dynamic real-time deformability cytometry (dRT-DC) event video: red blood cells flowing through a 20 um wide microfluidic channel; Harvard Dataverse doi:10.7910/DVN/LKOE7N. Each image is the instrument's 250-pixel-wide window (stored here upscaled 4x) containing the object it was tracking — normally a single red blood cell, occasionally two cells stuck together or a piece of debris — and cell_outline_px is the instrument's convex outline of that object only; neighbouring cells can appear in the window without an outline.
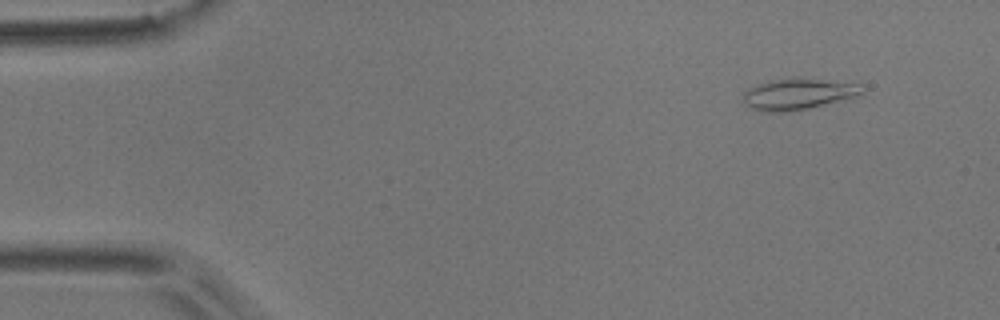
{"species": "common noctule bat (a hibernating species)", "species_latin": "Nyctalus noctula", "temperature_condition": "room temperature", "stored_images_in_passage": 5, "camera_frame_rate_fps": 3000, "um_per_image_px": 0.085, "animal": {"sex": "male", "body_mass_g": 17.9}, "frame": {"image": 1, "passage_image": 1, "time_ms": 0.0, "image_size_px": [1000, 320], "cell_outline_px": [[864, 92], [860, 96], [792, 112], [764, 112], [752, 108], [744, 104], [744, 92], [748, 88], [768, 80], [816, 80], [864, 84]], "centroid_in_image_um": [67.87, 8.03], "position_along_channel_um": 17.1, "area_um2": 21.21}}